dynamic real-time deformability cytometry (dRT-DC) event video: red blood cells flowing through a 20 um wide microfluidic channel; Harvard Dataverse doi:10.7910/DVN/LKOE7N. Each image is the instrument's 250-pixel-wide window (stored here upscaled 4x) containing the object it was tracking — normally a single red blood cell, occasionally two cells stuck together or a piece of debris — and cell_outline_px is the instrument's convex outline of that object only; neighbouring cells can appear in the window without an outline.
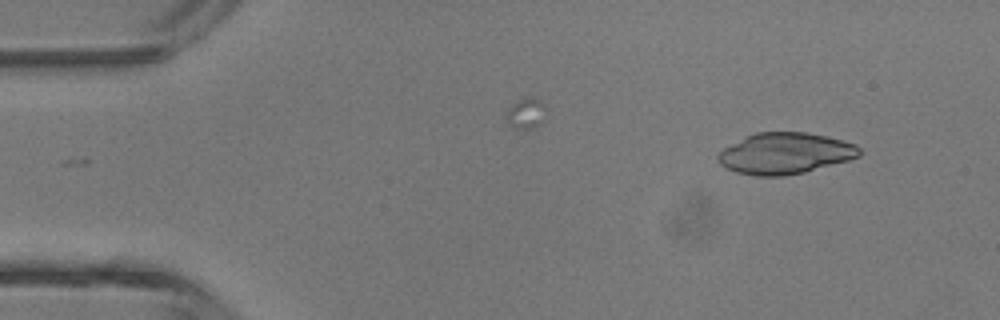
{"species": "common noctule bat (a hibernating species)", "species_latin": "Nyctalus noctula", "temperature_condition": "room temperature", "stored_images_in_passage": 4, "camera_frame_rate_fps": 3000, "um_per_image_px": 0.085, "animal": {"sex": "male", "body_mass_g": 13.3}, "frame": {"image": 1, "passage_image": 4, "time_ms": 4.333, "image_size_px": [1000, 320], "cell_outline_px": [[860, 156], [848, 160], [804, 172], [784, 176], [756, 176], [736, 172], [720, 164], [716, 160], [716, 156], [724, 148], [756, 132], [804, 132], [844, 140], [856, 144], [860, 148]], "centroid_in_image_um": [66.74, 13.04], "position_along_channel_um": 18.3, "area_um2": 33.7}}